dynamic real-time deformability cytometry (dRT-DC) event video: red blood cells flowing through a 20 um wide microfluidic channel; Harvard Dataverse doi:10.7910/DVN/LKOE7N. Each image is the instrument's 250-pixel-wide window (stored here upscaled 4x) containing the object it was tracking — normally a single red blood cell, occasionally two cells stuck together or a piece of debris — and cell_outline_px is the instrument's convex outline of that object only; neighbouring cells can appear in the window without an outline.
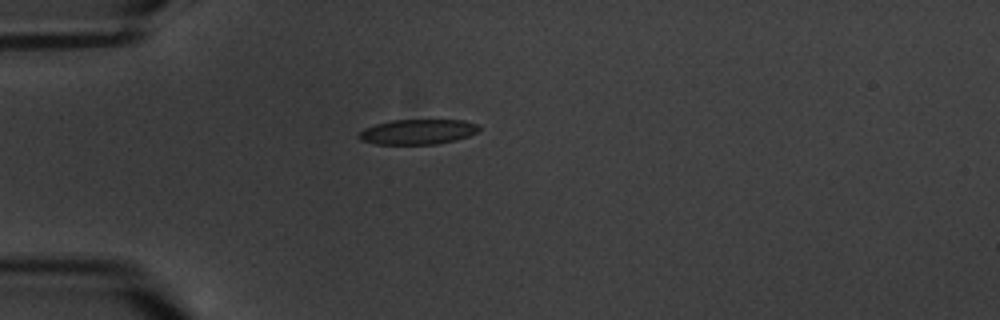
{"species": "common noctule bat (a hibernating species)", "species_latin": "Nyctalus noctula", "temperature_condition": "warm", "stored_images_in_passage": 3, "camera_frame_rate_fps": 3000, "um_per_image_px": 0.085, "animal": {"sex": "male", "body_mass_g": 20.1, "forearm_length_mm": 53.5}, "frame": {"image": 1, "passage_image": 1, "time_ms": 0.0, "image_size_px": [1000, 320], "cell_outline_px": [[480, 128], [476, 132], [468, 136], [456, 140], [436, 144], [376, 144], [360, 140], [356, 136], [364, 128], [376, 124], [392, 120], [464, 120], [476, 124]], "centroid_in_image_um": [35.48, 11.2], "position_along_channel_um": 49.5, "area_um2": 17.51}}